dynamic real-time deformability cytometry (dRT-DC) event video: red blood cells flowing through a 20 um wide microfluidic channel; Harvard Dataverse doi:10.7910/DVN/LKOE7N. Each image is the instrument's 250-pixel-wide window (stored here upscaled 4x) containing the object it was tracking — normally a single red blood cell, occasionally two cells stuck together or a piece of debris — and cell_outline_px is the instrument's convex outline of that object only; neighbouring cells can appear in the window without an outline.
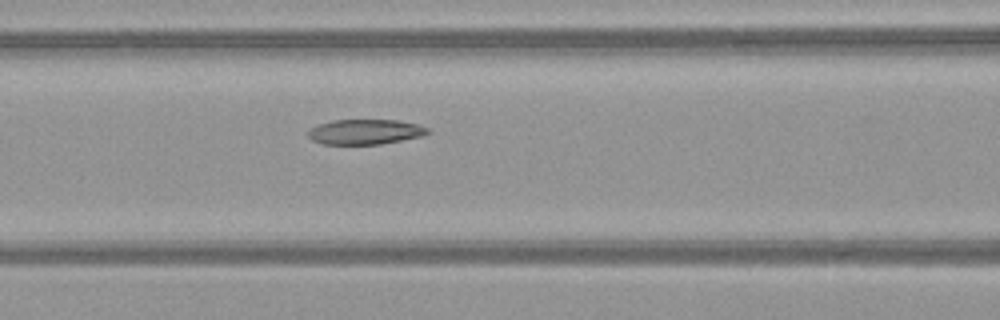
{"species": "common noctule bat (a hibernating species)", "species_latin": "Nyctalus noctula", "temperature_condition": "warm", "stored_images_in_passage": 23, "camera_frame_rate_fps": 3000, "um_per_image_px": 0.085, "animal": {"sex": "female", "body_mass_g": 21.9}, "frame": {"image": 1, "passage_image": 7, "time_ms": 2.0, "image_size_px": [1000, 320], "cell_outline_px": [[432, 132], [424, 136], [380, 144], [324, 144], [312, 140], [308, 136], [308, 128], [332, 120], [396, 120], [420, 124], [428, 128]], "centroid_in_image_um": [31.08, 11.2], "position_along_channel_um": 135.5, "area_um2": 17.63}}
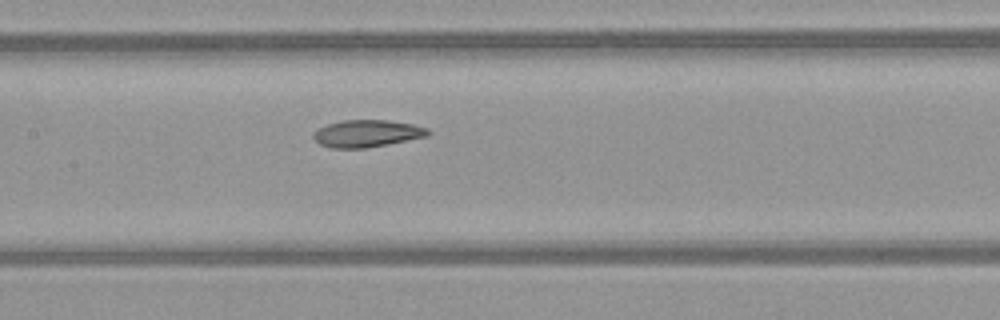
{"frame": {"image": 2, "passage_image": 10, "time_ms": 3.0, "image_size_px": [1000, 320], "cell_outline_px": [[432, 132], [428, 136], [388, 144], [364, 148], [328, 148], [320, 144], [312, 136], [312, 132], [316, 128], [328, 124], [344, 120], [388, 120], [412, 124], [428, 128]], "centroid_in_image_um": [31.18, 11.34], "position_along_channel_um": 176.2, "area_um2": 18.26}}